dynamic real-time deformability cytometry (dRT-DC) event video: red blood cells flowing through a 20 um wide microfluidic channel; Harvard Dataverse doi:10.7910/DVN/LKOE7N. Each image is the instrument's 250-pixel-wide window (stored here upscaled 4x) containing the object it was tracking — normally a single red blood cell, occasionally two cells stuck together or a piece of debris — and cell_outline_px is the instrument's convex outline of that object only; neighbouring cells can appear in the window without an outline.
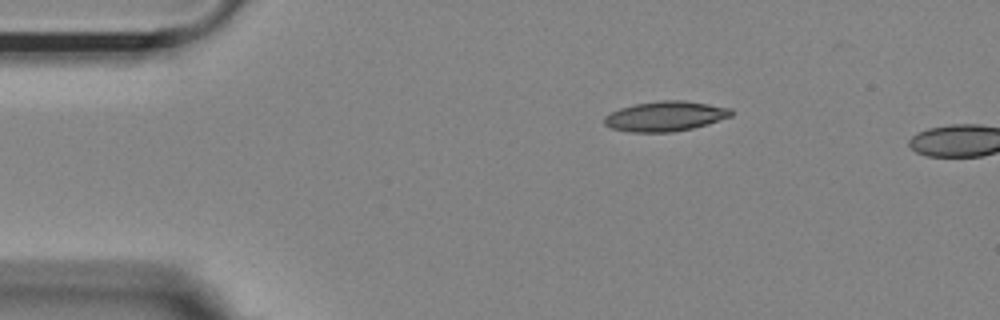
{"species": "Egyptian fruit bat (a non-hibernating species)", "species_latin": "Rousettus aegyptiacus", "temperature_condition": "room temperature", "stored_images_in_passage": 3, "camera_frame_rate_fps": 3000, "um_per_image_px": 0.085, "animal": {"sex": "female"}, "frame": {"image": 1, "passage_image": 1, "time_ms": 0.0, "image_size_px": [1000, 320], "cell_outline_px": [[732, 116], [708, 124], [692, 128], [672, 132], [628, 132], [612, 128], [604, 124], [604, 116], [620, 108], [632, 104], [660, 100], [684, 100], [732, 108]], "centroid_in_image_um": [56.55, 9.87], "position_along_channel_um": 28.5, "area_um2": 22.25}}